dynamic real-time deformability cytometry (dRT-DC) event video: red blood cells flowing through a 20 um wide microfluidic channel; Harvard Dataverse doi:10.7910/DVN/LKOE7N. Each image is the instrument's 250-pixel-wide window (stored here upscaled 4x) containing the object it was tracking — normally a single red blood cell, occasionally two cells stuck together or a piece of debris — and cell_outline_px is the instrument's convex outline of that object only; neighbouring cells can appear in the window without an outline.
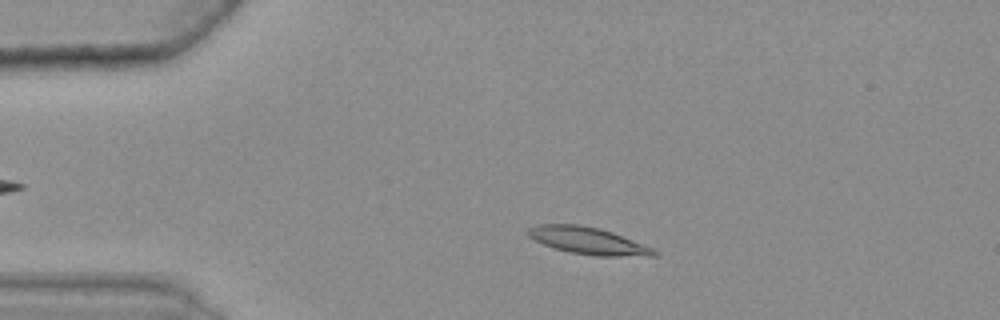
{"species": "common noctule bat (a hibernating species)", "species_latin": "Nyctalus noctula", "temperature_condition": "warm", "stored_images_in_passage": 44, "camera_frame_rate_fps": 3000, "um_per_image_px": 0.085, "animal": {"sex": "female", "body_mass_g": 25.1}, "frame": {"image": 1, "passage_image": 10, "time_ms": 3.0, "image_size_px": [1000, 320], "cell_outline_px": [[660, 252], [656, 256], [596, 256], [568, 252], [544, 244], [528, 236], [524, 232], [528, 228], [536, 224], [580, 224], [600, 228], [612, 232], [652, 248]], "centroid_in_image_um": [49.96, 20.45], "position_along_channel_um": 35.0, "area_um2": 19.88}}
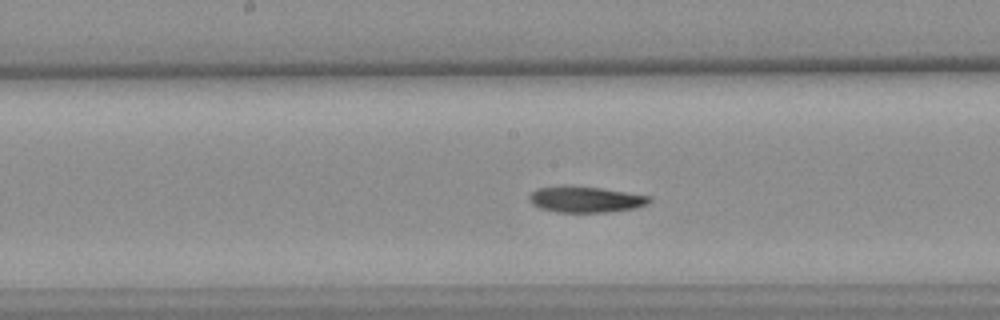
{"frame": {"image": 2, "passage_image": 27, "time_ms": 8.667, "image_size_px": [1000, 320], "cell_outline_px": [[652, 200], [648, 204], [636, 208], [608, 212], [556, 212], [540, 208], [532, 204], [528, 200], [528, 196], [536, 188], [600, 188], [652, 196]], "centroid_in_image_um": [49.83, 16.99], "position_along_channel_um": 198.4, "area_um2": 17.69}}
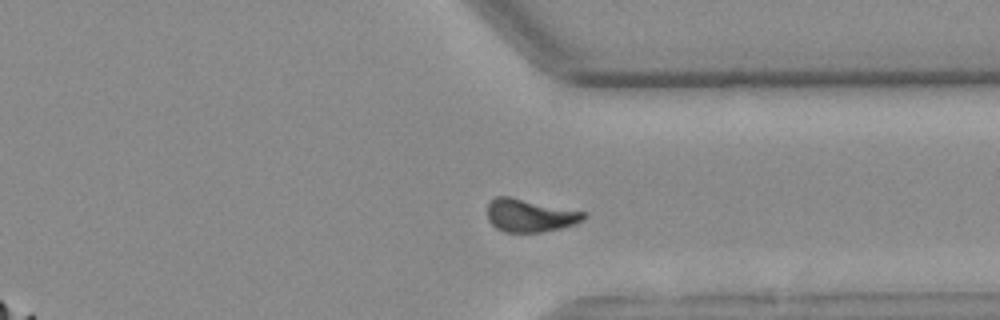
{"frame": {"image": 3, "passage_image": 41, "time_ms": 13.333, "image_size_px": [1000, 320], "cell_outline_px": [[588, 216], [584, 220], [576, 224], [560, 228], [540, 232], [504, 232], [496, 228], [488, 220], [488, 204], [496, 196], [508, 196], [588, 212]], "centroid_in_image_um": [45.09, 18.31], "position_along_channel_um": 366.3, "area_um2": 18.61}}